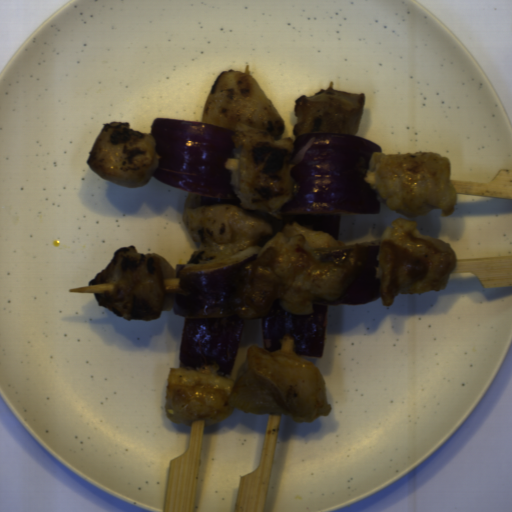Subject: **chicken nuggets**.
Here are the masks:
<instances>
[{
  "instance_id": "obj_8",
  "label": "chicken nuggets",
  "mask_w": 512,
  "mask_h": 512,
  "mask_svg": "<svg viewBox=\"0 0 512 512\" xmlns=\"http://www.w3.org/2000/svg\"><path fill=\"white\" fill-rule=\"evenodd\" d=\"M365 93L321 89L312 96L296 99L293 125L296 140L305 134L357 135L363 119Z\"/></svg>"
},
{
  "instance_id": "obj_1",
  "label": "chicken nuggets",
  "mask_w": 512,
  "mask_h": 512,
  "mask_svg": "<svg viewBox=\"0 0 512 512\" xmlns=\"http://www.w3.org/2000/svg\"><path fill=\"white\" fill-rule=\"evenodd\" d=\"M201 122L234 131L231 186L235 199L187 194L182 220L199 250L229 256L270 238L292 196L294 140L252 75L222 70L204 102Z\"/></svg>"
},
{
  "instance_id": "obj_7",
  "label": "chicken nuggets",
  "mask_w": 512,
  "mask_h": 512,
  "mask_svg": "<svg viewBox=\"0 0 512 512\" xmlns=\"http://www.w3.org/2000/svg\"><path fill=\"white\" fill-rule=\"evenodd\" d=\"M86 163L103 180L145 186L159 168L155 137L133 130L128 121H111L97 135Z\"/></svg>"
},
{
  "instance_id": "obj_6",
  "label": "chicken nuggets",
  "mask_w": 512,
  "mask_h": 512,
  "mask_svg": "<svg viewBox=\"0 0 512 512\" xmlns=\"http://www.w3.org/2000/svg\"><path fill=\"white\" fill-rule=\"evenodd\" d=\"M112 284V291L93 293L99 307L124 320H156L174 308L180 277L165 257L119 248L109 264L88 284Z\"/></svg>"
},
{
  "instance_id": "obj_2",
  "label": "chicken nuggets",
  "mask_w": 512,
  "mask_h": 512,
  "mask_svg": "<svg viewBox=\"0 0 512 512\" xmlns=\"http://www.w3.org/2000/svg\"><path fill=\"white\" fill-rule=\"evenodd\" d=\"M322 370L295 353L290 334L280 349L249 347L236 377L220 375L218 366L168 370L165 412L174 425L203 420L205 427L230 417L234 409L251 414H284L296 423H313L329 415Z\"/></svg>"
},
{
  "instance_id": "obj_5",
  "label": "chicken nuggets",
  "mask_w": 512,
  "mask_h": 512,
  "mask_svg": "<svg viewBox=\"0 0 512 512\" xmlns=\"http://www.w3.org/2000/svg\"><path fill=\"white\" fill-rule=\"evenodd\" d=\"M451 174L450 159L434 152H376L365 181L397 214L416 218L440 209L441 217H448L458 203Z\"/></svg>"
},
{
  "instance_id": "obj_4",
  "label": "chicken nuggets",
  "mask_w": 512,
  "mask_h": 512,
  "mask_svg": "<svg viewBox=\"0 0 512 512\" xmlns=\"http://www.w3.org/2000/svg\"><path fill=\"white\" fill-rule=\"evenodd\" d=\"M382 306L400 295L445 290L456 270V252L437 237L421 234L417 222L398 217L383 230L376 257Z\"/></svg>"
},
{
  "instance_id": "obj_3",
  "label": "chicken nuggets",
  "mask_w": 512,
  "mask_h": 512,
  "mask_svg": "<svg viewBox=\"0 0 512 512\" xmlns=\"http://www.w3.org/2000/svg\"><path fill=\"white\" fill-rule=\"evenodd\" d=\"M244 268L230 302L249 321L269 314L276 299L298 316L312 314L314 302L335 301L353 283L357 259L354 247L290 221Z\"/></svg>"
}]
</instances>
